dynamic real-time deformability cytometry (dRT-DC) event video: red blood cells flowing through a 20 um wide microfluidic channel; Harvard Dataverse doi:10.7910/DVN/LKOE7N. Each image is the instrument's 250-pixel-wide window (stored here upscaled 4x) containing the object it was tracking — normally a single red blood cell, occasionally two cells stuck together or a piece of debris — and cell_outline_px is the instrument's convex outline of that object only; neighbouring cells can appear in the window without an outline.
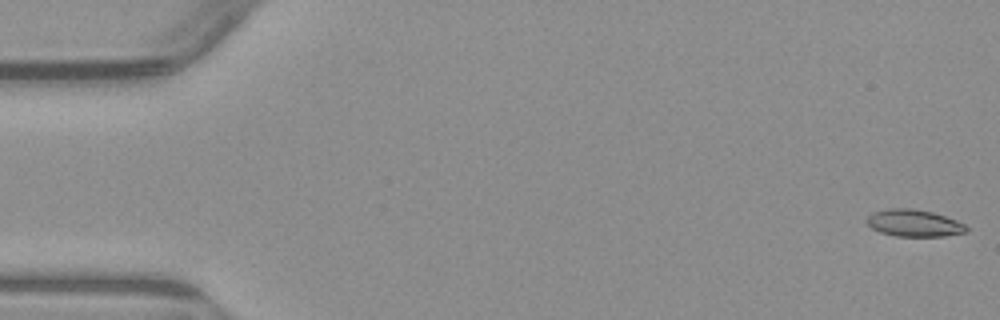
{"species": "common noctule bat (a hibernating species)", "species_latin": "Nyctalus noctula", "temperature_condition": "warm", "stored_images_in_passage": 5, "camera_frame_rate_fps": 3000, "um_per_image_px": 0.085, "animal": {"sex": "male", "body_mass_g": 23.1, "forearm_length_mm": 52.7}, "frame": {"image": 1, "passage_image": 1, "time_ms": 0.0, "image_size_px": [1000, 320], "cell_outline_px": [[968, 232], [944, 236], [896, 236], [880, 232], [872, 228], [864, 220], [872, 212], [888, 208], [912, 208], [932, 212], [956, 220], [964, 224], [968, 228]], "centroid_in_image_um": [77.67, 18.96], "position_along_channel_um": 7.3, "area_um2": 15.72}}
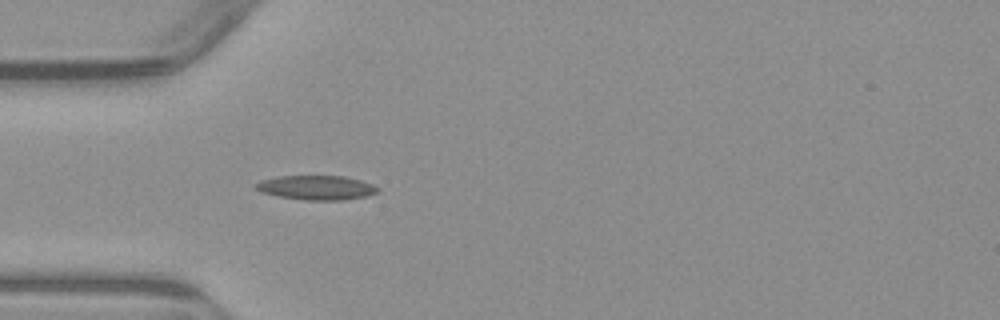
{"frame": {"image": 2, "passage_image": 5, "time_ms": 5.0, "image_size_px": [1000, 320], "cell_outline_px": [[380, 192], [368, 196], [344, 200], [304, 200], [280, 196], [260, 192], [252, 184], [260, 180], [280, 176], [344, 176], [360, 180], [372, 184], [380, 188]], "centroid_in_image_um": [26.92, 15.95], "position_along_channel_um": 58.1, "area_um2": 17.46}}